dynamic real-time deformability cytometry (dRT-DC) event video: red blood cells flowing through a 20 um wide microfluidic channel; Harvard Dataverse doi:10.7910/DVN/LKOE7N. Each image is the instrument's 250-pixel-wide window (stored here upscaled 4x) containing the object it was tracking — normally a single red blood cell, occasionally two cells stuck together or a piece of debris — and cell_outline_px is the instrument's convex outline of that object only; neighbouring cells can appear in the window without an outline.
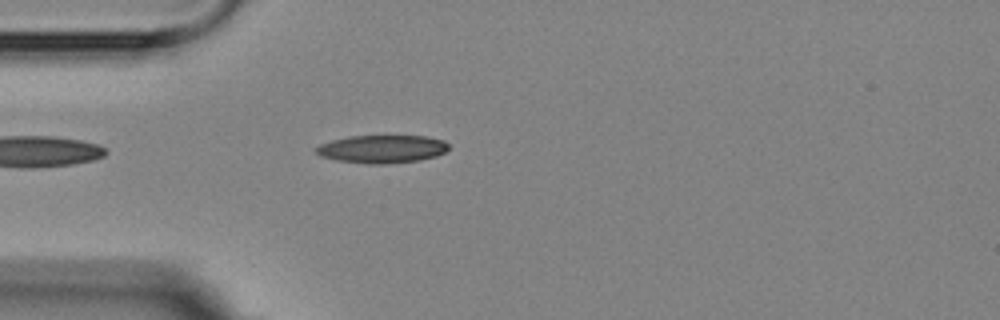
{"species": "Egyptian fruit bat (a non-hibernating species)", "species_latin": "Rousettus aegyptiacus", "temperature_condition": "room temperature", "stored_images_in_passage": 5, "camera_frame_rate_fps": 3000, "um_per_image_px": 0.085, "animal": {"sex": "female"}, "frame": {"image": 1, "passage_image": 5, "time_ms": 4.667, "image_size_px": [1000, 320], "cell_outline_px": [[448, 148], [444, 152], [436, 156], [420, 160], [384, 164], [368, 164], [336, 160], [320, 156], [312, 148], [320, 144], [332, 140], [352, 136], [424, 136], [444, 140], [448, 144]], "centroid_in_image_um": [32.44, 12.67], "position_along_channel_um": 52.6, "area_um2": 21.62}}